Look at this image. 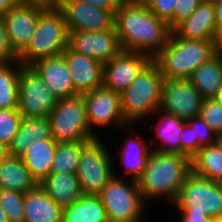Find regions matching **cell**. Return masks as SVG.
I'll return each mask as SVG.
<instances>
[{
    "instance_id": "d6986e66",
    "label": "cell",
    "mask_w": 222,
    "mask_h": 222,
    "mask_svg": "<svg viewBox=\"0 0 222 222\" xmlns=\"http://www.w3.org/2000/svg\"><path fill=\"white\" fill-rule=\"evenodd\" d=\"M155 113L151 117H155V119L158 117L155 120L157 123L151 124L149 122L150 131L154 132V136H149L151 150L162 153L181 154L180 134L186 121L161 108Z\"/></svg>"
},
{
    "instance_id": "8d00e7d4",
    "label": "cell",
    "mask_w": 222,
    "mask_h": 222,
    "mask_svg": "<svg viewBox=\"0 0 222 222\" xmlns=\"http://www.w3.org/2000/svg\"><path fill=\"white\" fill-rule=\"evenodd\" d=\"M181 141V154L187 155L190 159L200 150L202 147L197 139H194L193 128L185 122L182 132L180 134Z\"/></svg>"
},
{
    "instance_id": "603a6c76",
    "label": "cell",
    "mask_w": 222,
    "mask_h": 222,
    "mask_svg": "<svg viewBox=\"0 0 222 222\" xmlns=\"http://www.w3.org/2000/svg\"><path fill=\"white\" fill-rule=\"evenodd\" d=\"M39 184L62 208L73 204L83 195L76 173L51 172Z\"/></svg>"
},
{
    "instance_id": "836d02e7",
    "label": "cell",
    "mask_w": 222,
    "mask_h": 222,
    "mask_svg": "<svg viewBox=\"0 0 222 222\" xmlns=\"http://www.w3.org/2000/svg\"><path fill=\"white\" fill-rule=\"evenodd\" d=\"M199 116L217 135L222 133V106L213 98L203 100Z\"/></svg>"
},
{
    "instance_id": "f5cc1de1",
    "label": "cell",
    "mask_w": 222,
    "mask_h": 222,
    "mask_svg": "<svg viewBox=\"0 0 222 222\" xmlns=\"http://www.w3.org/2000/svg\"><path fill=\"white\" fill-rule=\"evenodd\" d=\"M201 1L213 2V1H215V0H201Z\"/></svg>"
},
{
    "instance_id": "8fae6325",
    "label": "cell",
    "mask_w": 222,
    "mask_h": 222,
    "mask_svg": "<svg viewBox=\"0 0 222 222\" xmlns=\"http://www.w3.org/2000/svg\"><path fill=\"white\" fill-rule=\"evenodd\" d=\"M83 99L90 130L97 138L102 137L98 131L112 127L122 131L128 126L121 110L120 94L102 85L83 94Z\"/></svg>"
},
{
    "instance_id": "277c9868",
    "label": "cell",
    "mask_w": 222,
    "mask_h": 222,
    "mask_svg": "<svg viewBox=\"0 0 222 222\" xmlns=\"http://www.w3.org/2000/svg\"><path fill=\"white\" fill-rule=\"evenodd\" d=\"M163 81L161 69L152 59L120 94L121 110L128 125L145 122L161 108Z\"/></svg>"
},
{
    "instance_id": "ab89813d",
    "label": "cell",
    "mask_w": 222,
    "mask_h": 222,
    "mask_svg": "<svg viewBox=\"0 0 222 222\" xmlns=\"http://www.w3.org/2000/svg\"><path fill=\"white\" fill-rule=\"evenodd\" d=\"M215 9V36L219 40L222 38V0L212 2Z\"/></svg>"
},
{
    "instance_id": "7dc6e473",
    "label": "cell",
    "mask_w": 222,
    "mask_h": 222,
    "mask_svg": "<svg viewBox=\"0 0 222 222\" xmlns=\"http://www.w3.org/2000/svg\"><path fill=\"white\" fill-rule=\"evenodd\" d=\"M0 222H10L5 211L0 207Z\"/></svg>"
},
{
    "instance_id": "cb8c5ba5",
    "label": "cell",
    "mask_w": 222,
    "mask_h": 222,
    "mask_svg": "<svg viewBox=\"0 0 222 222\" xmlns=\"http://www.w3.org/2000/svg\"><path fill=\"white\" fill-rule=\"evenodd\" d=\"M53 139L48 117L22 118L10 147L13 157L21 158L27 148L38 140Z\"/></svg>"
},
{
    "instance_id": "ee69618b",
    "label": "cell",
    "mask_w": 222,
    "mask_h": 222,
    "mask_svg": "<svg viewBox=\"0 0 222 222\" xmlns=\"http://www.w3.org/2000/svg\"><path fill=\"white\" fill-rule=\"evenodd\" d=\"M17 4H19L18 0H0V17Z\"/></svg>"
},
{
    "instance_id": "ba28073f",
    "label": "cell",
    "mask_w": 222,
    "mask_h": 222,
    "mask_svg": "<svg viewBox=\"0 0 222 222\" xmlns=\"http://www.w3.org/2000/svg\"><path fill=\"white\" fill-rule=\"evenodd\" d=\"M177 214H205L210 218L222 215V187L220 182L201 178L192 172L171 207Z\"/></svg>"
},
{
    "instance_id": "74e56055",
    "label": "cell",
    "mask_w": 222,
    "mask_h": 222,
    "mask_svg": "<svg viewBox=\"0 0 222 222\" xmlns=\"http://www.w3.org/2000/svg\"><path fill=\"white\" fill-rule=\"evenodd\" d=\"M201 2V0H177L173 13V29L187 19Z\"/></svg>"
},
{
    "instance_id": "7c38bea8",
    "label": "cell",
    "mask_w": 222,
    "mask_h": 222,
    "mask_svg": "<svg viewBox=\"0 0 222 222\" xmlns=\"http://www.w3.org/2000/svg\"><path fill=\"white\" fill-rule=\"evenodd\" d=\"M204 98L189 79H164L161 109L184 121L200 115Z\"/></svg>"
},
{
    "instance_id": "f546056e",
    "label": "cell",
    "mask_w": 222,
    "mask_h": 222,
    "mask_svg": "<svg viewBox=\"0 0 222 222\" xmlns=\"http://www.w3.org/2000/svg\"><path fill=\"white\" fill-rule=\"evenodd\" d=\"M19 60L0 64V109L18 108Z\"/></svg>"
},
{
    "instance_id": "d4e9b609",
    "label": "cell",
    "mask_w": 222,
    "mask_h": 222,
    "mask_svg": "<svg viewBox=\"0 0 222 222\" xmlns=\"http://www.w3.org/2000/svg\"><path fill=\"white\" fill-rule=\"evenodd\" d=\"M56 146L54 139L38 140L31 144L21 157L38 184L51 173Z\"/></svg>"
},
{
    "instance_id": "30bf717a",
    "label": "cell",
    "mask_w": 222,
    "mask_h": 222,
    "mask_svg": "<svg viewBox=\"0 0 222 222\" xmlns=\"http://www.w3.org/2000/svg\"><path fill=\"white\" fill-rule=\"evenodd\" d=\"M18 109L22 118L48 117L58 98L31 66L20 65Z\"/></svg>"
},
{
    "instance_id": "5b68a950",
    "label": "cell",
    "mask_w": 222,
    "mask_h": 222,
    "mask_svg": "<svg viewBox=\"0 0 222 222\" xmlns=\"http://www.w3.org/2000/svg\"><path fill=\"white\" fill-rule=\"evenodd\" d=\"M69 46V31L58 7L45 8L39 15L36 30L27 48L18 56L24 66L61 55Z\"/></svg>"
},
{
    "instance_id": "7bdbcfd3",
    "label": "cell",
    "mask_w": 222,
    "mask_h": 222,
    "mask_svg": "<svg viewBox=\"0 0 222 222\" xmlns=\"http://www.w3.org/2000/svg\"><path fill=\"white\" fill-rule=\"evenodd\" d=\"M19 3L35 4L45 8L57 7L59 0H18Z\"/></svg>"
},
{
    "instance_id": "7a4b0ae2",
    "label": "cell",
    "mask_w": 222,
    "mask_h": 222,
    "mask_svg": "<svg viewBox=\"0 0 222 222\" xmlns=\"http://www.w3.org/2000/svg\"><path fill=\"white\" fill-rule=\"evenodd\" d=\"M191 173V159L178 153L151 151L146 167L136 180L143 200L172 204L185 178Z\"/></svg>"
},
{
    "instance_id": "d6a6232c",
    "label": "cell",
    "mask_w": 222,
    "mask_h": 222,
    "mask_svg": "<svg viewBox=\"0 0 222 222\" xmlns=\"http://www.w3.org/2000/svg\"><path fill=\"white\" fill-rule=\"evenodd\" d=\"M22 120L18 108L0 109V143L11 145Z\"/></svg>"
},
{
    "instance_id": "ac0fdd59",
    "label": "cell",
    "mask_w": 222,
    "mask_h": 222,
    "mask_svg": "<svg viewBox=\"0 0 222 222\" xmlns=\"http://www.w3.org/2000/svg\"><path fill=\"white\" fill-rule=\"evenodd\" d=\"M70 72L75 92L83 95L103 85V64L92 57L73 51L69 46L62 53Z\"/></svg>"
},
{
    "instance_id": "b9f144b4",
    "label": "cell",
    "mask_w": 222,
    "mask_h": 222,
    "mask_svg": "<svg viewBox=\"0 0 222 222\" xmlns=\"http://www.w3.org/2000/svg\"><path fill=\"white\" fill-rule=\"evenodd\" d=\"M177 218L178 222H213V219L205 214H178Z\"/></svg>"
},
{
    "instance_id": "44dd1931",
    "label": "cell",
    "mask_w": 222,
    "mask_h": 222,
    "mask_svg": "<svg viewBox=\"0 0 222 222\" xmlns=\"http://www.w3.org/2000/svg\"><path fill=\"white\" fill-rule=\"evenodd\" d=\"M179 38L217 40L215 9L212 2L202 1L194 12L172 30Z\"/></svg>"
},
{
    "instance_id": "ffe728a7",
    "label": "cell",
    "mask_w": 222,
    "mask_h": 222,
    "mask_svg": "<svg viewBox=\"0 0 222 222\" xmlns=\"http://www.w3.org/2000/svg\"><path fill=\"white\" fill-rule=\"evenodd\" d=\"M30 66L58 99L77 96L66 60L62 54L40 59Z\"/></svg>"
},
{
    "instance_id": "7402d4cb",
    "label": "cell",
    "mask_w": 222,
    "mask_h": 222,
    "mask_svg": "<svg viewBox=\"0 0 222 222\" xmlns=\"http://www.w3.org/2000/svg\"><path fill=\"white\" fill-rule=\"evenodd\" d=\"M63 208L38 184L24 194V222H62Z\"/></svg>"
},
{
    "instance_id": "3957f363",
    "label": "cell",
    "mask_w": 222,
    "mask_h": 222,
    "mask_svg": "<svg viewBox=\"0 0 222 222\" xmlns=\"http://www.w3.org/2000/svg\"><path fill=\"white\" fill-rule=\"evenodd\" d=\"M217 42L179 38L172 31L167 44L153 60L164 79H189L193 71L217 54Z\"/></svg>"
},
{
    "instance_id": "83f0119b",
    "label": "cell",
    "mask_w": 222,
    "mask_h": 222,
    "mask_svg": "<svg viewBox=\"0 0 222 222\" xmlns=\"http://www.w3.org/2000/svg\"><path fill=\"white\" fill-rule=\"evenodd\" d=\"M189 80L204 99H211L222 87V57L217 53L193 71Z\"/></svg>"
},
{
    "instance_id": "f35d334b",
    "label": "cell",
    "mask_w": 222,
    "mask_h": 222,
    "mask_svg": "<svg viewBox=\"0 0 222 222\" xmlns=\"http://www.w3.org/2000/svg\"><path fill=\"white\" fill-rule=\"evenodd\" d=\"M18 60V55L13 51L6 32L5 23L0 17V64L10 63Z\"/></svg>"
},
{
    "instance_id": "8992f818",
    "label": "cell",
    "mask_w": 222,
    "mask_h": 222,
    "mask_svg": "<svg viewBox=\"0 0 222 222\" xmlns=\"http://www.w3.org/2000/svg\"><path fill=\"white\" fill-rule=\"evenodd\" d=\"M112 177L98 195L109 222H147L148 204L143 200L136 180ZM145 221H144V220Z\"/></svg>"
},
{
    "instance_id": "9a60e30c",
    "label": "cell",
    "mask_w": 222,
    "mask_h": 222,
    "mask_svg": "<svg viewBox=\"0 0 222 222\" xmlns=\"http://www.w3.org/2000/svg\"><path fill=\"white\" fill-rule=\"evenodd\" d=\"M44 9L40 5L19 3L2 16L9 43L18 56L29 45L39 15Z\"/></svg>"
},
{
    "instance_id": "f907efd6",
    "label": "cell",
    "mask_w": 222,
    "mask_h": 222,
    "mask_svg": "<svg viewBox=\"0 0 222 222\" xmlns=\"http://www.w3.org/2000/svg\"><path fill=\"white\" fill-rule=\"evenodd\" d=\"M213 222H222V215H220L216 218H213Z\"/></svg>"
},
{
    "instance_id": "e575fe53",
    "label": "cell",
    "mask_w": 222,
    "mask_h": 222,
    "mask_svg": "<svg viewBox=\"0 0 222 222\" xmlns=\"http://www.w3.org/2000/svg\"><path fill=\"white\" fill-rule=\"evenodd\" d=\"M186 122L193 128L194 139H197L201 146L212 145L217 142V133L200 116Z\"/></svg>"
},
{
    "instance_id": "f6af8a7d",
    "label": "cell",
    "mask_w": 222,
    "mask_h": 222,
    "mask_svg": "<svg viewBox=\"0 0 222 222\" xmlns=\"http://www.w3.org/2000/svg\"><path fill=\"white\" fill-rule=\"evenodd\" d=\"M11 156L10 147L4 143H0V165Z\"/></svg>"
},
{
    "instance_id": "d590c367",
    "label": "cell",
    "mask_w": 222,
    "mask_h": 222,
    "mask_svg": "<svg viewBox=\"0 0 222 222\" xmlns=\"http://www.w3.org/2000/svg\"><path fill=\"white\" fill-rule=\"evenodd\" d=\"M177 0H147L145 4L158 18L165 20L173 30V13Z\"/></svg>"
},
{
    "instance_id": "1f68e13d",
    "label": "cell",
    "mask_w": 222,
    "mask_h": 222,
    "mask_svg": "<svg viewBox=\"0 0 222 222\" xmlns=\"http://www.w3.org/2000/svg\"><path fill=\"white\" fill-rule=\"evenodd\" d=\"M24 194L8 189H0V207L10 222H24Z\"/></svg>"
},
{
    "instance_id": "5bb4252c",
    "label": "cell",
    "mask_w": 222,
    "mask_h": 222,
    "mask_svg": "<svg viewBox=\"0 0 222 222\" xmlns=\"http://www.w3.org/2000/svg\"><path fill=\"white\" fill-rule=\"evenodd\" d=\"M151 60L147 54L121 50L103 65V85L121 94Z\"/></svg>"
},
{
    "instance_id": "6da1fadb",
    "label": "cell",
    "mask_w": 222,
    "mask_h": 222,
    "mask_svg": "<svg viewBox=\"0 0 222 222\" xmlns=\"http://www.w3.org/2000/svg\"><path fill=\"white\" fill-rule=\"evenodd\" d=\"M114 27L123 51L139 52L152 59L167 44L172 30L145 3L124 0L115 12Z\"/></svg>"
},
{
    "instance_id": "484cf974",
    "label": "cell",
    "mask_w": 222,
    "mask_h": 222,
    "mask_svg": "<svg viewBox=\"0 0 222 222\" xmlns=\"http://www.w3.org/2000/svg\"><path fill=\"white\" fill-rule=\"evenodd\" d=\"M37 185L21 158L10 156L0 165V189L26 193Z\"/></svg>"
},
{
    "instance_id": "681fc988",
    "label": "cell",
    "mask_w": 222,
    "mask_h": 222,
    "mask_svg": "<svg viewBox=\"0 0 222 222\" xmlns=\"http://www.w3.org/2000/svg\"><path fill=\"white\" fill-rule=\"evenodd\" d=\"M217 143L222 148V133L218 134V136H217Z\"/></svg>"
},
{
    "instance_id": "4316f807",
    "label": "cell",
    "mask_w": 222,
    "mask_h": 222,
    "mask_svg": "<svg viewBox=\"0 0 222 222\" xmlns=\"http://www.w3.org/2000/svg\"><path fill=\"white\" fill-rule=\"evenodd\" d=\"M62 222H109L99 196L82 195L73 204L63 207Z\"/></svg>"
},
{
    "instance_id": "4fadbf2b",
    "label": "cell",
    "mask_w": 222,
    "mask_h": 222,
    "mask_svg": "<svg viewBox=\"0 0 222 222\" xmlns=\"http://www.w3.org/2000/svg\"><path fill=\"white\" fill-rule=\"evenodd\" d=\"M68 31H106L114 28L115 12L81 0H59Z\"/></svg>"
},
{
    "instance_id": "60d3db41",
    "label": "cell",
    "mask_w": 222,
    "mask_h": 222,
    "mask_svg": "<svg viewBox=\"0 0 222 222\" xmlns=\"http://www.w3.org/2000/svg\"><path fill=\"white\" fill-rule=\"evenodd\" d=\"M86 3H90L96 7L106 8L108 10L116 12L118 7L124 0H81Z\"/></svg>"
},
{
    "instance_id": "e0dca14e",
    "label": "cell",
    "mask_w": 222,
    "mask_h": 222,
    "mask_svg": "<svg viewBox=\"0 0 222 222\" xmlns=\"http://www.w3.org/2000/svg\"><path fill=\"white\" fill-rule=\"evenodd\" d=\"M134 126L135 125H128L125 128V131L127 129L128 136L125 142L120 145L122 148L118 150L117 156L114 158L112 155L113 164L119 159L120 166H123V173L118 176V173L116 175L114 172L115 177H126L127 179L137 180L145 169L150 152L152 151L149 137L143 138L140 136L142 134H140V132L137 133L138 131L135 130L137 125Z\"/></svg>"
},
{
    "instance_id": "c3c4849f",
    "label": "cell",
    "mask_w": 222,
    "mask_h": 222,
    "mask_svg": "<svg viewBox=\"0 0 222 222\" xmlns=\"http://www.w3.org/2000/svg\"><path fill=\"white\" fill-rule=\"evenodd\" d=\"M217 53L222 57V38L217 42Z\"/></svg>"
},
{
    "instance_id": "816d5d0a",
    "label": "cell",
    "mask_w": 222,
    "mask_h": 222,
    "mask_svg": "<svg viewBox=\"0 0 222 222\" xmlns=\"http://www.w3.org/2000/svg\"><path fill=\"white\" fill-rule=\"evenodd\" d=\"M131 2H136V3H145L147 0H128Z\"/></svg>"
},
{
    "instance_id": "2e32d148",
    "label": "cell",
    "mask_w": 222,
    "mask_h": 222,
    "mask_svg": "<svg viewBox=\"0 0 222 222\" xmlns=\"http://www.w3.org/2000/svg\"><path fill=\"white\" fill-rule=\"evenodd\" d=\"M69 47L78 53L92 57L103 65L120 51L115 27L106 31H69Z\"/></svg>"
},
{
    "instance_id": "f1b7e54d",
    "label": "cell",
    "mask_w": 222,
    "mask_h": 222,
    "mask_svg": "<svg viewBox=\"0 0 222 222\" xmlns=\"http://www.w3.org/2000/svg\"><path fill=\"white\" fill-rule=\"evenodd\" d=\"M191 172L214 182L222 181V148L217 142L202 146L191 158Z\"/></svg>"
},
{
    "instance_id": "bcb514c9",
    "label": "cell",
    "mask_w": 222,
    "mask_h": 222,
    "mask_svg": "<svg viewBox=\"0 0 222 222\" xmlns=\"http://www.w3.org/2000/svg\"><path fill=\"white\" fill-rule=\"evenodd\" d=\"M213 99L222 106V87H221V89L215 94V96L213 97Z\"/></svg>"
},
{
    "instance_id": "52a82bcc",
    "label": "cell",
    "mask_w": 222,
    "mask_h": 222,
    "mask_svg": "<svg viewBox=\"0 0 222 222\" xmlns=\"http://www.w3.org/2000/svg\"><path fill=\"white\" fill-rule=\"evenodd\" d=\"M110 150L100 137L89 141L82 148L76 175L83 195L98 196L114 177L116 169Z\"/></svg>"
},
{
    "instance_id": "9c48e42d",
    "label": "cell",
    "mask_w": 222,
    "mask_h": 222,
    "mask_svg": "<svg viewBox=\"0 0 222 222\" xmlns=\"http://www.w3.org/2000/svg\"><path fill=\"white\" fill-rule=\"evenodd\" d=\"M48 119L51 136L57 143L91 141L97 138L89 127L83 95L58 99Z\"/></svg>"
},
{
    "instance_id": "4dcf8cb0",
    "label": "cell",
    "mask_w": 222,
    "mask_h": 222,
    "mask_svg": "<svg viewBox=\"0 0 222 222\" xmlns=\"http://www.w3.org/2000/svg\"><path fill=\"white\" fill-rule=\"evenodd\" d=\"M89 141L59 142L52 162L51 172L76 173L82 148Z\"/></svg>"
}]
</instances>
